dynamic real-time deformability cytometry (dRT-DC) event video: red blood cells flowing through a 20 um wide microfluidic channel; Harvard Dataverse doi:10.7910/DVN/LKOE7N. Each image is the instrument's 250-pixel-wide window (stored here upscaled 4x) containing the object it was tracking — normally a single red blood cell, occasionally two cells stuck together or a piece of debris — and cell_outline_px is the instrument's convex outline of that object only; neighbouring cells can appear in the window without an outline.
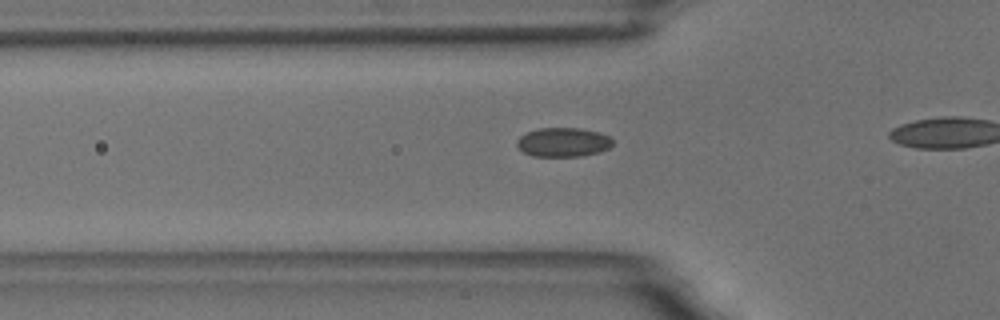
{"species": "common noctule bat (a hibernating species)", "species_latin": "Nyctalus noctula", "temperature_condition": "room temperature", "stored_images_in_passage": 28, "camera_frame_rate_fps": 3000, "um_per_image_px": 0.085, "animal": {"sex": "male", "body_mass_g": 18.8}, "frame": {"image": 1, "passage_image": 9, "time_ms": 2.667, "image_size_px": [1000, 320], "cell_outline_px": [[612, 144], [608, 148], [596, 152], [580, 156], [532, 156], [524, 152], [516, 144], [516, 140], [520, 136], [528, 132], [540, 128], [580, 128], [600, 132], [608, 136], [612, 140]], "centroid_in_image_um": [47.85, 12.08], "position_along_channel_um": 78.0, "area_um2": 16.07}}
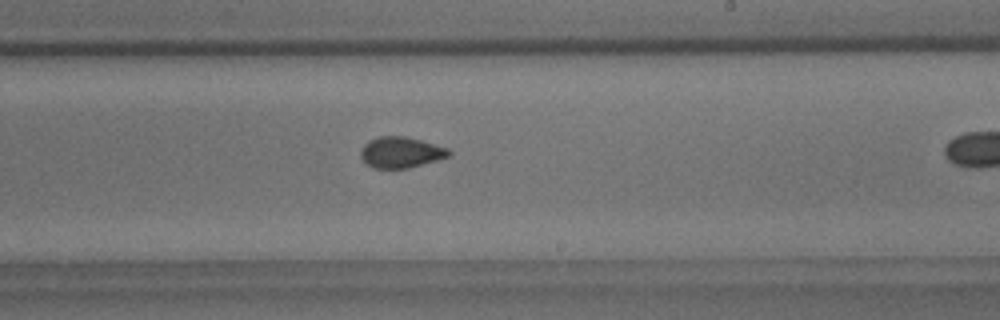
{"frame": {"image": 2, "passage_image": 24, "time_ms": 7.667, "image_size_px": [1000, 320], "cell_outline_px": [[452, 152], [448, 156], [436, 160], [408, 168], [372, 168], [364, 164], [360, 156], [360, 152], [364, 144], [368, 140], [380, 136], [404, 136], [420, 140], [448, 148]], "centroid_in_image_um": [34.02, 12.95], "position_along_channel_um": 255.0, "area_um2": 15.9}}